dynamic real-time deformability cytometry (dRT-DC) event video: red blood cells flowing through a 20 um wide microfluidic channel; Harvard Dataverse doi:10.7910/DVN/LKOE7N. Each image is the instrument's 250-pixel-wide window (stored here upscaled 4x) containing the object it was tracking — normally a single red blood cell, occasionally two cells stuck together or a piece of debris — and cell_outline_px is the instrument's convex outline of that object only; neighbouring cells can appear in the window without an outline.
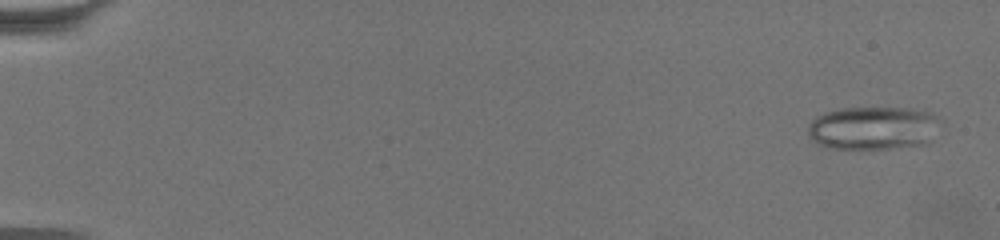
{"species": "common noctule bat (a hibernating species)", "species_latin": "Nyctalus noctula", "temperature_condition": "warm", "stored_images_in_passage": 64, "camera_frame_rate_fps": 3000, "um_per_image_px": 0.085, "animal": {"sex": "female", "body_mass_g": 19.5, "forearm_length_mm": 54.1}, "frame": {"image": 1, "passage_image": 3, "time_ms": 0.667, "image_size_px": [1000, 240], "cell_outline_px": [[932, 116], [928, 140], [924, 144], [888, 148], [832, 148], [820, 144], [812, 140], [808, 136], [808, 124], [816, 116], [824, 112], [840, 108], [908, 108], [928, 112]], "centroid_in_image_um": [74.0, 10.87], "position_along_channel_um": 11.0, "area_um2": 32.02}}
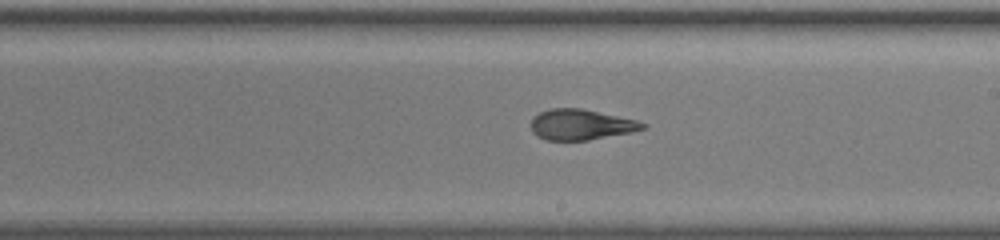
{"frame": {"image": 2, "passage_image": 39, "time_ms": 12.667, "image_size_px": [1000, 240], "cell_outline_px": [[648, 128], [632, 132], [588, 140], [544, 140], [536, 136], [532, 132], [532, 116], [548, 108], [580, 108], [636, 120], [648, 124]], "centroid_in_image_um": [49.37, 10.59], "position_along_channel_um": 239.6, "area_um2": 20.0}}
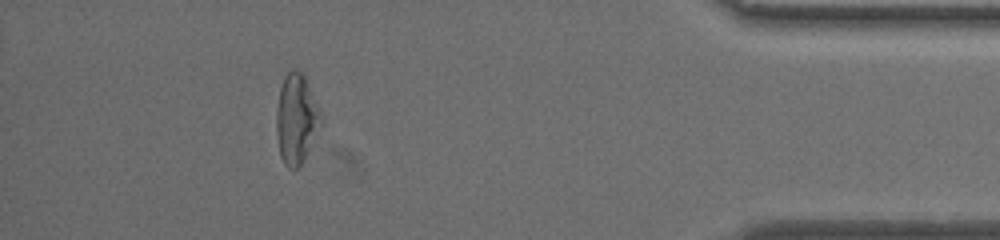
{"frame": {"image": 3, "passage_image": 58, "time_ms": 19.0, "image_size_px": [1000, 240], "cell_outline_px": [[324, 124], [300, 168], [288, 168], [284, 164], [280, 156], [276, 136], [276, 108], [280, 88], [284, 76], [292, 68], [300, 72], [304, 76], [324, 116]], "centroid_in_image_um": [25.22, 10.15], "position_along_channel_um": 410.0, "area_um2": 24.1}, "authors_computed_cell_mechanics": {"area_um2": 23.5824, "velocity_mm_per_s": 3.377, "shape_relaxation_time_tau1_ms": null, "shape_relaxation_time_tau2_ms": 2.0514, "deformation_change_tau1": null, "deformation_change_tau2": 0.1033}}